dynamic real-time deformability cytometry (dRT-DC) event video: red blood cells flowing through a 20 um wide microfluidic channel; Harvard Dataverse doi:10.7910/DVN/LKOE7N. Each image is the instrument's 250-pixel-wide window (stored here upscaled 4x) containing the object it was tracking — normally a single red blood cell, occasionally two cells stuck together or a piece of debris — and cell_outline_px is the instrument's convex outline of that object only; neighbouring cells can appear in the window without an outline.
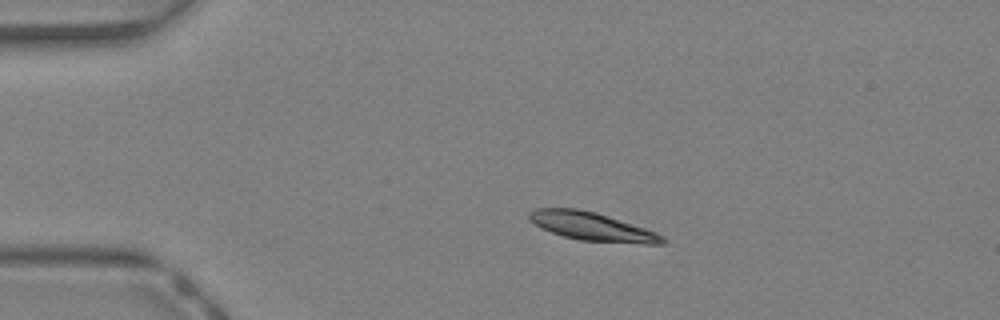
{"species": "Egyptian fruit bat (a non-hibernating species)", "species_latin": "Rousettus aegyptiacus", "temperature_condition": "warm", "stored_images_in_passage": 43, "camera_frame_rate_fps": 3000, "um_per_image_px": 0.085, "animal": {"sex": "female"}, "frame": {"image": 1, "passage_image": 9, "time_ms": 2.667, "image_size_px": [1000, 320], "cell_outline_px": [[668, 240], [664, 244], [644, 244], [580, 240], [564, 236], [552, 232], [528, 220], [528, 212], [536, 208], [576, 208], [596, 212], [656, 232], [664, 236]], "centroid_in_image_um": [50.35, 19.25], "position_along_channel_um": 34.6, "area_um2": 21.91}}
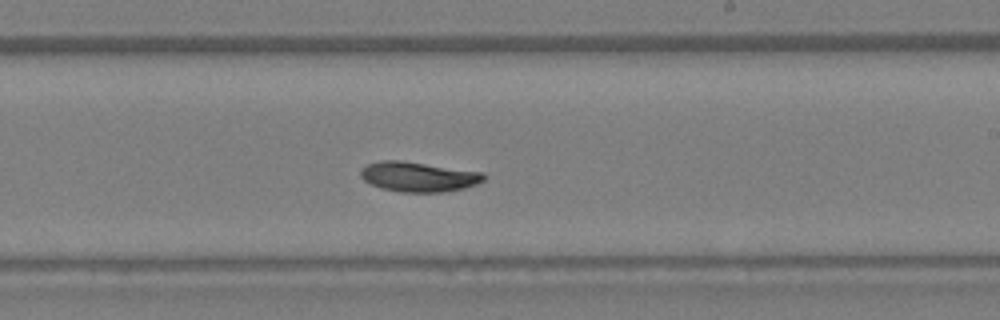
{"frame": {"image": 2, "passage_image": 26, "time_ms": 8.333, "image_size_px": [1000, 320], "cell_outline_px": [[488, 176], [484, 180], [476, 184], [464, 188], [444, 192], [400, 192], [380, 188], [364, 180], [360, 176], [360, 172], [368, 164], [384, 160], [400, 160], [484, 172]], "centroid_in_image_um": [35.61, 15.03], "position_along_channel_um": 253.4, "area_um2": 21.44}}
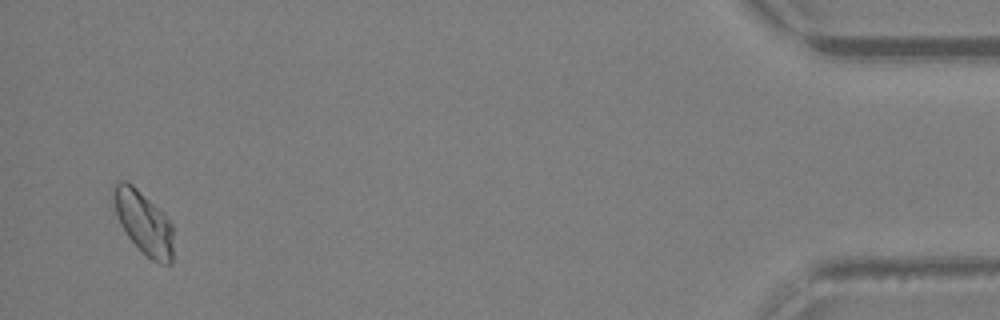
{"frame": {"image": 3, "passage_image": 42, "time_ms": 13.667, "image_size_px": [1000, 320], "cell_outline_px": [[172, 264], [160, 264], [152, 260], [128, 236], [120, 224], [116, 212], [112, 196], [112, 184], [120, 180], [124, 180], [132, 184], [172, 224]], "centroid_in_image_um": [12.17, 18.91], "position_along_channel_um": 423.0, "area_um2": 21.33}, "authors_computed_cell_mechanics": {"area_um2": 21.2126, "velocity_mm_per_s": 4.7084, "shape_relaxation_time_tau1_ms": 3.3636, "shape_relaxation_time_tau2_ms": null, "deformation_change_tau1": 0.1099, "deformation_change_tau2": null}}